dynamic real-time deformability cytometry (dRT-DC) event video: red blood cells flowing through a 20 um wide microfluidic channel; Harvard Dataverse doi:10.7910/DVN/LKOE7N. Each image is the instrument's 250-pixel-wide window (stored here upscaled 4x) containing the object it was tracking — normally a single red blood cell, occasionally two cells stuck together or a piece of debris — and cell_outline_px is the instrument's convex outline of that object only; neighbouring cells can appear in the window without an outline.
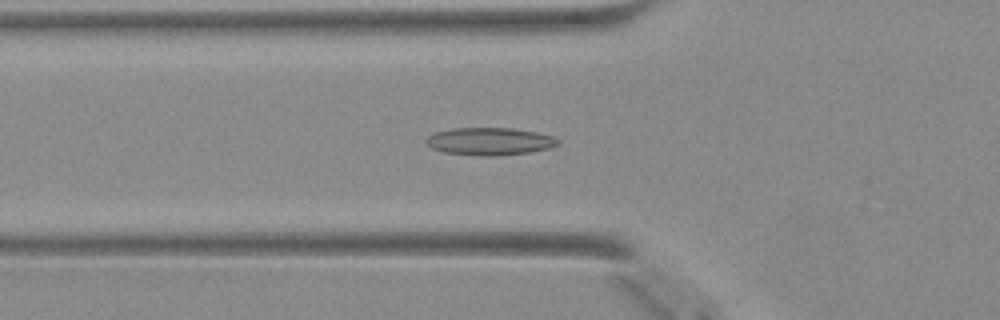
{"species": "Egyptian fruit bat (a non-hibernating species)", "species_latin": "Rousettus aegyptiacus", "temperature_condition": "warm", "stored_images_in_passage": 34, "camera_frame_rate_fps": 3000, "um_per_image_px": 0.085, "animal": {"sex": "female"}, "frame": {"image": 1, "passage_image": 3, "time_ms": 0.667, "image_size_px": [1000, 320], "cell_outline_px": [[560, 144], [552, 148], [528, 152], [492, 156], [480, 156], [444, 152], [432, 148], [424, 140], [428, 136], [436, 132], [452, 128], [512, 128], [536, 132], [552, 136], [560, 140]], "centroid_in_image_um": [41.64, 12.01], "position_along_channel_um": 84.2, "area_um2": 21.15}}
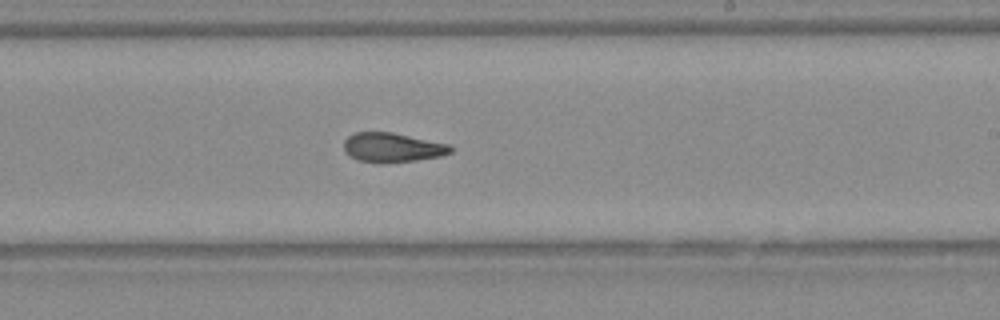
{"frame": {"image": 2, "passage_image": 15, "time_ms": 4.667, "image_size_px": [1000, 320], "cell_outline_px": [[452, 152], [444, 156], [416, 160], [360, 160], [344, 152], [344, 140], [352, 132], [392, 132], [448, 144], [452, 148]], "centroid_in_image_um": [33.37, 12.49], "position_along_channel_um": 255.6, "area_um2": 17.57}}
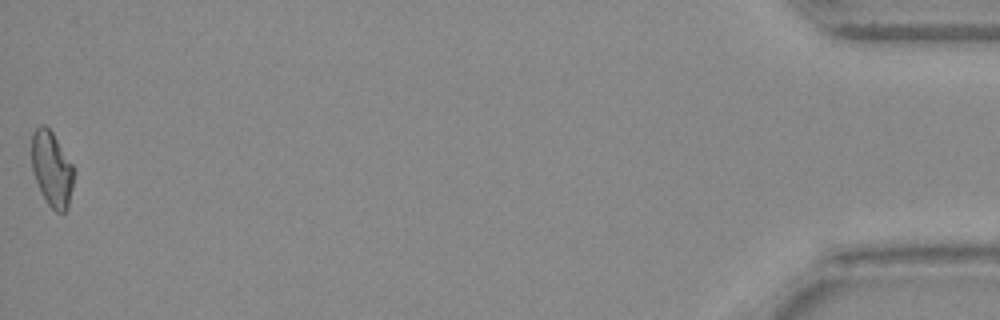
{"frame": {"image": 3, "passage_image": 34, "time_ms": 11.0, "image_size_px": [1000, 320], "cell_outline_px": [[72, 188], [68, 208], [64, 212], [56, 212], [48, 204], [36, 180], [32, 168], [32, 132], [40, 124], [44, 124], [52, 132], [72, 164]], "centroid_in_image_um": [4.39, 14.34], "position_along_channel_um": 430.8, "area_um2": 17.98}}